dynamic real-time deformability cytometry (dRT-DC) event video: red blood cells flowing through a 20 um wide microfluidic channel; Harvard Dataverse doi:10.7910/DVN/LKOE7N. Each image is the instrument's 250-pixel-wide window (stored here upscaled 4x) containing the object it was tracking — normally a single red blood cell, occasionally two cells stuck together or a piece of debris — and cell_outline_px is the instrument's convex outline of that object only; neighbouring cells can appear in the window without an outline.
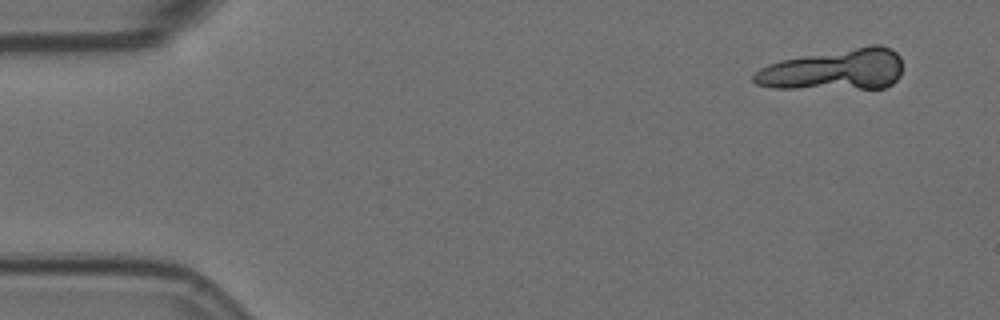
{"species": "Egyptian fruit bat (a non-hibernating species)", "species_latin": "Rousettus aegyptiacus", "temperature_condition": "room temperature", "stored_images_in_passage": 5, "camera_frame_rate_fps": 3000, "um_per_image_px": 0.085, "animal": {"sex": "female"}, "frame": {"image": 1, "passage_image": 1, "time_ms": 0.0, "image_size_px": [1000, 320], "cell_outline_px": [[900, 76], [892, 84], [884, 88], [772, 88], [756, 84], [752, 80], [752, 76], [760, 68], [768, 64], [780, 60], [868, 44], [880, 44], [892, 48], [900, 56]], "centroid_in_image_um": [70.93, 5.91], "position_along_channel_um": 14.1, "area_um2": 35.89}}